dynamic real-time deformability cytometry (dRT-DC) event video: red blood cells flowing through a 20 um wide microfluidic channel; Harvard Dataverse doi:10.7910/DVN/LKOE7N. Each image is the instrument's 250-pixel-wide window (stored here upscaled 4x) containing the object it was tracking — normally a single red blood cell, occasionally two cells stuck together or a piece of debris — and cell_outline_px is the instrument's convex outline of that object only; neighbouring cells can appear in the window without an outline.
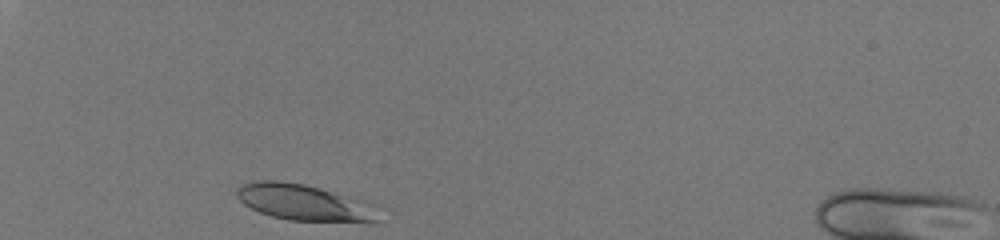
{"species": "human", "species_latin": "Homo sapiens", "temperature_condition": "room temperature", "stored_images_in_passage": 29, "camera_frame_rate_fps": 3000, "um_per_image_px": 0.085, "donor": {"sex": "male"}, "frame": {"image": 1, "passage_image": 1, "time_ms": 0.0, "image_size_px": [1000, 240], "cell_outline_px": [[388, 208], [380, 220], [372, 224], [288, 220], [272, 216], [260, 212], [244, 204], [236, 196], [236, 188], [240, 184], [256, 180], [276, 180], [304, 184], [368, 200]], "centroid_in_image_um": [26.13, 17.25], "position_along_channel_um": 58.9, "area_um2": 31.79}}
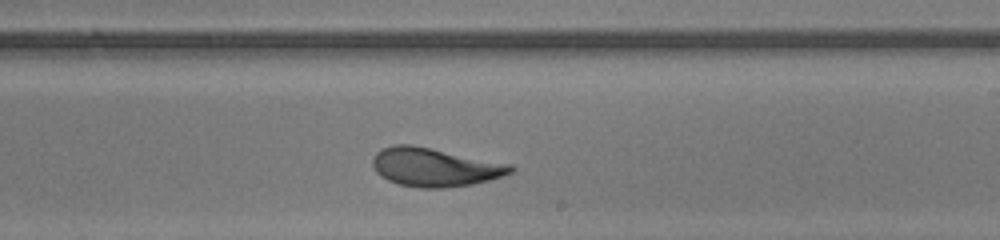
{"frame": {"image": 2, "passage_image": 18, "time_ms": 5.667, "image_size_px": [1000, 240], "cell_outline_px": [[516, 168], [512, 172], [488, 180], [472, 184], [448, 188], [420, 188], [400, 184], [388, 180], [380, 176], [376, 172], [372, 164], [372, 156], [380, 148], [392, 144], [412, 144], [512, 164]], "centroid_in_image_um": [36.92, 14.19], "position_along_channel_um": 252.1, "area_um2": 31.27}}
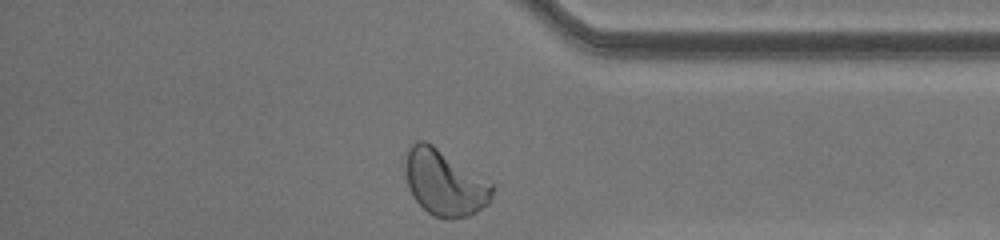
{"frame": {"image": 3, "passage_image": 29, "time_ms": 9.333, "image_size_px": [1000, 240], "cell_outline_px": [[496, 188], [488, 204], [476, 212], [468, 216], [452, 220], [448, 220], [432, 216], [412, 196], [408, 188], [404, 168], [404, 160], [408, 144], [416, 140], [424, 140], [432, 144], [496, 184]], "centroid_in_image_um": [37.79, 15.52], "position_along_channel_um": 397.4, "area_um2": 34.22}, "authors_computed_cell_mechanics": {"area_um2": 29.9982, "velocity_mm_per_s": 4.0736, "shape_relaxation_time_tau1_ms": 4.4291, "shape_relaxation_time_tau2_ms": 0.7296, "deformation_change_tau1": 0.1729, "deformation_change_tau2": 0.0462}}